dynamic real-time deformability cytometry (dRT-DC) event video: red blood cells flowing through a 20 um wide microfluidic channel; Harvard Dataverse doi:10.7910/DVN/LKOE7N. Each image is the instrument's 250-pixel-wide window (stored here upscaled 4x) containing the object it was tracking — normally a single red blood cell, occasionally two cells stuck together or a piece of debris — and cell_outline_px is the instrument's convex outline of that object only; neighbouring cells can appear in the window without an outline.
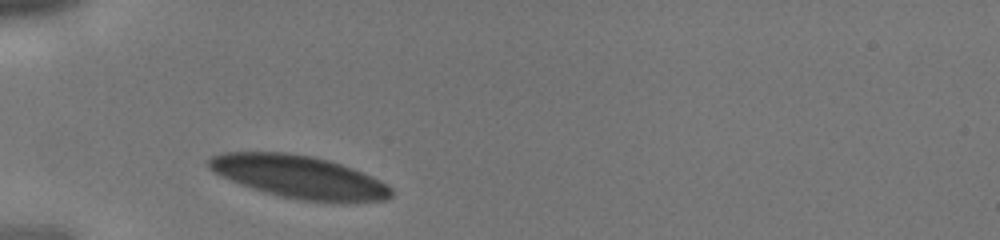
{"species": "human", "species_latin": "Homo sapiens", "temperature_condition": "cold", "stored_images_in_passage": 3, "camera_frame_rate_fps": 3000, "um_per_image_px": 0.085, "donor": {"sex": "male"}, "frame": {"image": 1, "passage_image": 1, "time_ms": 0.0, "image_size_px": [1000, 240], "cell_outline_px": [[392, 196], [384, 200], [304, 200], [280, 196], [264, 192], [240, 184], [220, 176], [212, 172], [208, 168], [208, 160], [212, 156], [224, 152], [288, 152], [312, 156], [328, 160], [352, 168], [372, 176], [380, 180], [392, 188]], "centroid_in_image_um": [25.35, 15.0], "position_along_channel_um": 59.7, "area_um2": 44.68}}